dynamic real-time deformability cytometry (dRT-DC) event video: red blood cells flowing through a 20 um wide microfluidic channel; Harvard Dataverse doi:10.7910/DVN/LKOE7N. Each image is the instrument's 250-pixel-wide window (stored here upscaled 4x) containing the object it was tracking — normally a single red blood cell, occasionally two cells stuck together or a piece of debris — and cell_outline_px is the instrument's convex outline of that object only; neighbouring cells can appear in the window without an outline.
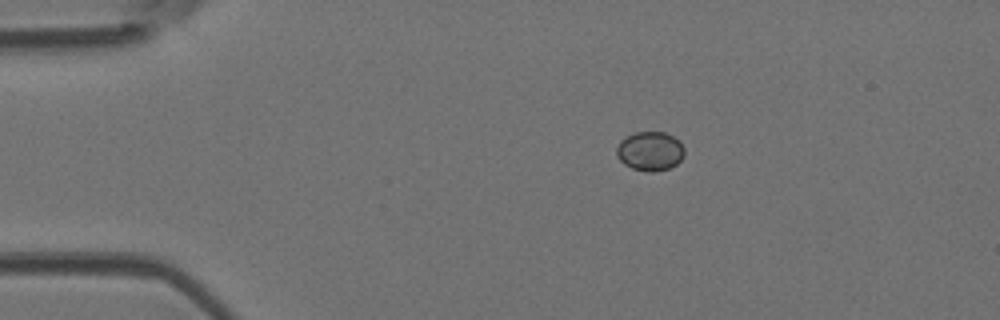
{"species": "Egyptian fruit bat (a non-hibernating species)", "species_latin": "Rousettus aegyptiacus", "temperature_condition": "room temperature", "stored_images_in_passage": 41, "camera_frame_rate_fps": 3000, "um_per_image_px": 0.085, "animal": {"sex": "female"}, "frame": {"image": 1, "passage_image": 1, "time_ms": 0.0, "image_size_px": [1000, 320], "cell_outline_px": [[684, 156], [676, 164], [668, 168], [652, 172], [648, 172], [632, 168], [624, 164], [616, 156], [616, 148], [620, 140], [624, 136], [636, 132], [664, 132], [680, 140], [684, 148]], "centroid_in_image_um": [55.24, 12.83], "position_along_channel_um": 29.8, "area_um2": 15.61}}
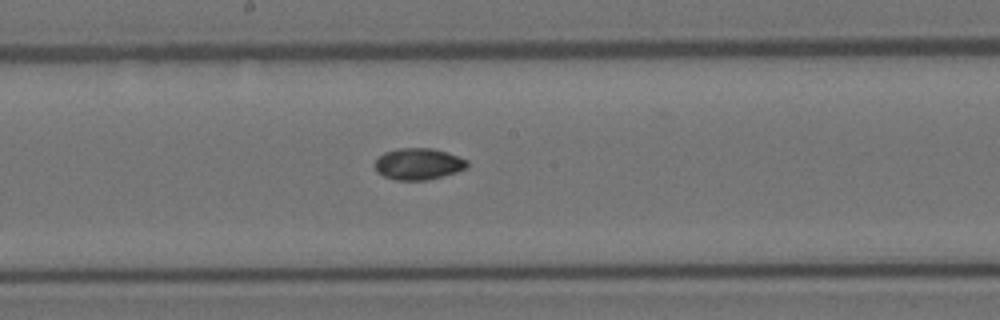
{"frame": {"image": 2, "passage_image": 18, "time_ms": 5.667, "image_size_px": [1000, 320], "cell_outline_px": [[468, 168], [456, 172], [428, 180], [396, 180], [384, 176], [376, 172], [372, 164], [384, 152], [400, 148], [432, 148], [468, 160]], "centroid_in_image_um": [35.53, 13.94], "position_along_channel_um": 212.7, "area_um2": 16.99}}
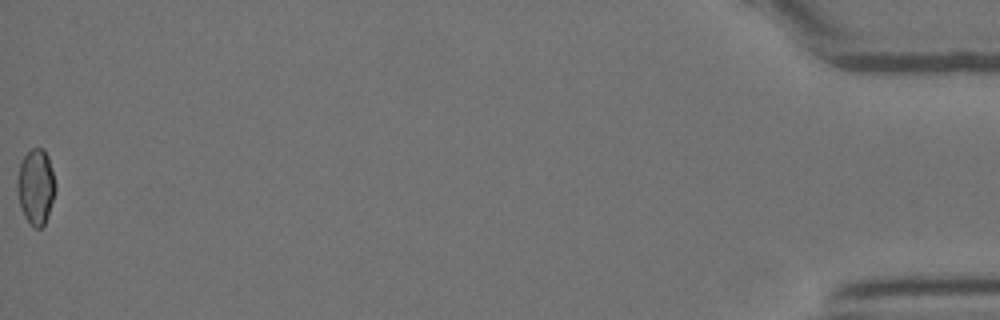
{"frame": {"image": 3, "passage_image": 41, "time_ms": 13.333, "image_size_px": [1000, 320], "cell_outline_px": [[56, 188], [48, 216], [44, 224], [40, 228], [32, 228], [24, 216], [20, 208], [16, 192], [16, 180], [20, 164], [24, 156], [32, 148], [44, 148], [48, 156], [56, 184]], "centroid_in_image_um": [3.03, 15.89], "position_along_channel_um": 432.2, "area_um2": 17.05}, "authors_computed_cell_mechanics": {"area_um2": 16.7042, "velocity_mm_per_s": 4.179, "shape_relaxation_time_tau1_ms": null, "shape_relaxation_time_tau2_ms": 6.9771, "deformation_change_tau1": null, "deformation_change_tau2": 0.0789}}